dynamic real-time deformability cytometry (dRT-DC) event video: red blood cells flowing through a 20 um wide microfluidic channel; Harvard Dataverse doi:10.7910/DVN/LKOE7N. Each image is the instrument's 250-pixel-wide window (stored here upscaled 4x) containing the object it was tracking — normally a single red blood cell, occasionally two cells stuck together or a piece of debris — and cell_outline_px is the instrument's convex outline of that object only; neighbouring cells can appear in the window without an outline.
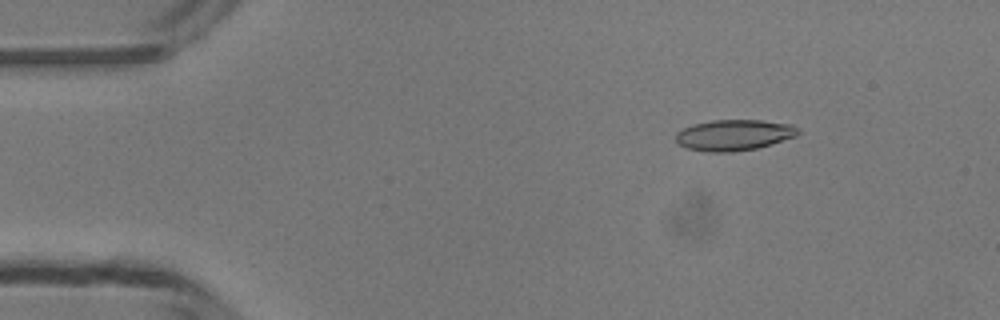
{"species": "common noctule bat (a hibernating species)", "species_latin": "Nyctalus noctula", "temperature_condition": "room temperature", "stored_images_in_passage": 45, "camera_frame_rate_fps": 3000, "um_per_image_px": 0.085, "animal": {"sex": "male", "body_mass_g": 13.3}, "frame": {"image": 1, "passage_image": 3, "time_ms": 0.667, "image_size_px": [1000, 320], "cell_outline_px": [[800, 132], [796, 136], [756, 148], [736, 152], [708, 152], [688, 148], [680, 144], [676, 140], [676, 132], [692, 124], [712, 120], [760, 120], [792, 124]], "centroid_in_image_um": [62.37, 11.47], "position_along_channel_um": 22.6, "area_um2": 21.91}}
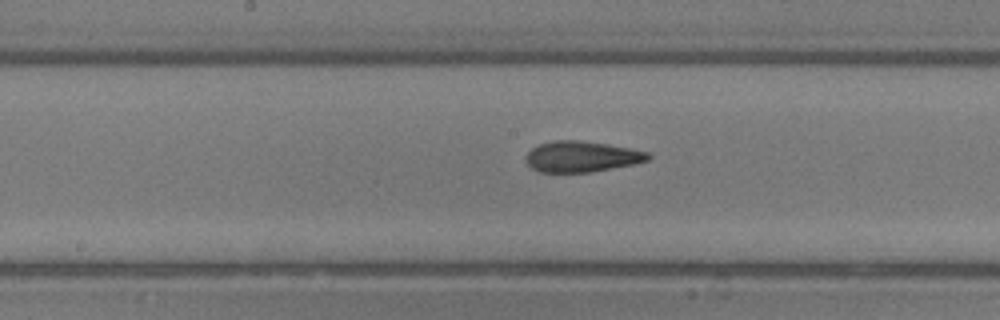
{"frame": {"image": 2, "passage_image": 21, "time_ms": 6.667, "image_size_px": [1000, 320], "cell_outline_px": [[652, 156], [648, 160], [636, 164], [592, 172], [540, 172], [532, 168], [524, 160], [524, 156], [532, 148], [540, 144], [556, 140], [576, 140], [632, 148], [648, 152]], "centroid_in_image_um": [49.45, 13.32], "position_along_channel_um": 198.8, "area_um2": 22.02}}
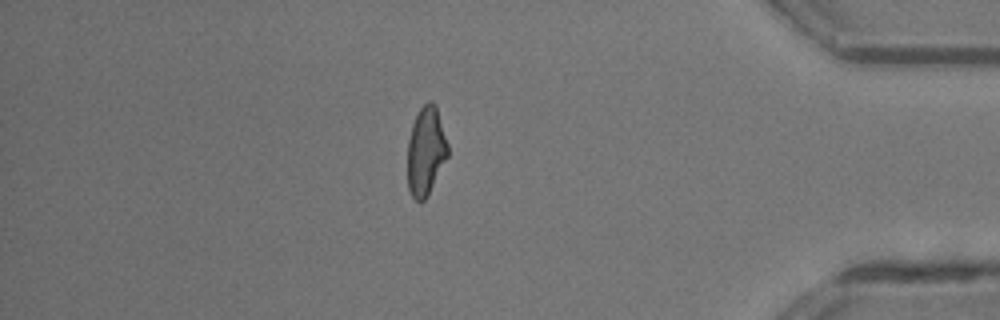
{"frame": {"image": 3, "passage_image": 38, "time_ms": 12.333, "image_size_px": [1000, 320], "cell_outline_px": [[448, 156], [428, 196], [420, 204], [412, 196], [408, 188], [408, 140], [412, 124], [420, 108], [428, 100], [432, 100], [436, 104], [448, 144]], "centroid_in_image_um": [36.2, 12.85], "position_along_channel_um": 399.0, "area_um2": 20.98}, "authors_computed_cell_mechanics": {"area_um2": 21.7328, "velocity_mm_per_s": 4.2291, "shape_relaxation_time_tau1_ms": 7.4816, "shape_relaxation_time_tau2_ms": 2.2371, "deformation_change_tau1": 0.223, "deformation_change_tau2": 0.1006}}